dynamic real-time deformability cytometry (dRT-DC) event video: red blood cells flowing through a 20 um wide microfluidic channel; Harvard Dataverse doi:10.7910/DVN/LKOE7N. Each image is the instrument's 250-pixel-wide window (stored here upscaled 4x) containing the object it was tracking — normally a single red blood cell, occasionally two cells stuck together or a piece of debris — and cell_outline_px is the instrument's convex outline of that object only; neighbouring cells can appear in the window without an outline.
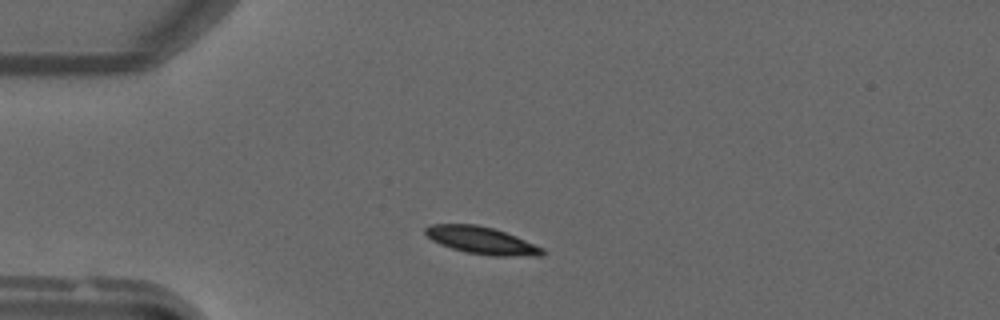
{"species": "common noctule bat (a hibernating species)", "species_latin": "Nyctalus noctula", "temperature_condition": "warm", "stored_images_in_passage": 43, "camera_frame_rate_fps": 3000, "um_per_image_px": 0.085, "animal": {"sex": "male", "forearm_length_mm": 52.5}, "frame": {"image": 1, "passage_image": 6, "time_ms": 1.667, "image_size_px": [1000, 320], "cell_outline_px": [[548, 252], [540, 256], [492, 256], [464, 252], [440, 244], [432, 240], [424, 232], [424, 228], [432, 224], [476, 224], [492, 228], [516, 236], [544, 248]], "centroid_in_image_um": [40.96, 20.45], "position_along_channel_um": 44.0, "area_um2": 18.67}}
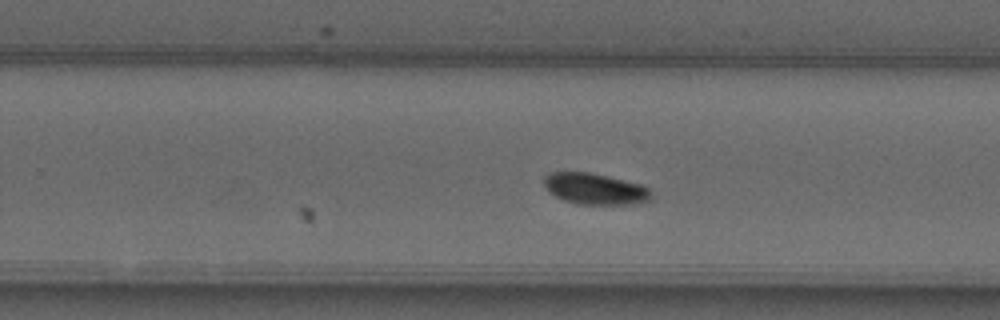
{"frame": {"image": 2, "passage_image": 25, "time_ms": 8.0, "image_size_px": [1000, 320], "cell_outline_px": [[652, 200], [636, 204], [576, 204], [564, 200], [548, 192], [544, 184], [544, 176], [548, 172], [588, 172], [640, 184], [648, 188], [652, 192]], "centroid_in_image_um": [50.57, 16.06], "position_along_channel_um": 279.2, "area_um2": 19.54}}
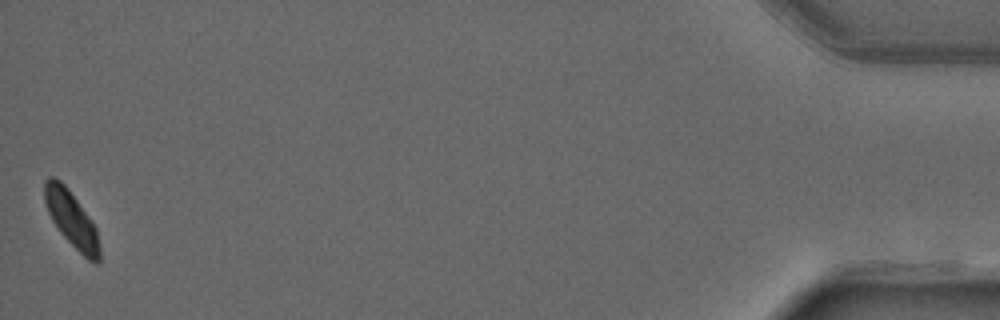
{"frame": {"image": 3, "passage_image": 43, "time_ms": 14.0, "image_size_px": [1000, 320], "cell_outline_px": [[100, 260], [96, 264], [88, 260], [60, 232], [52, 220], [48, 212], [44, 200], [44, 180], [48, 176], [52, 176], [60, 180], [68, 188], [96, 228], [100, 248]], "centroid_in_image_um": [6.06, 18.61], "position_along_channel_um": 429.1, "area_um2": 17.63}}